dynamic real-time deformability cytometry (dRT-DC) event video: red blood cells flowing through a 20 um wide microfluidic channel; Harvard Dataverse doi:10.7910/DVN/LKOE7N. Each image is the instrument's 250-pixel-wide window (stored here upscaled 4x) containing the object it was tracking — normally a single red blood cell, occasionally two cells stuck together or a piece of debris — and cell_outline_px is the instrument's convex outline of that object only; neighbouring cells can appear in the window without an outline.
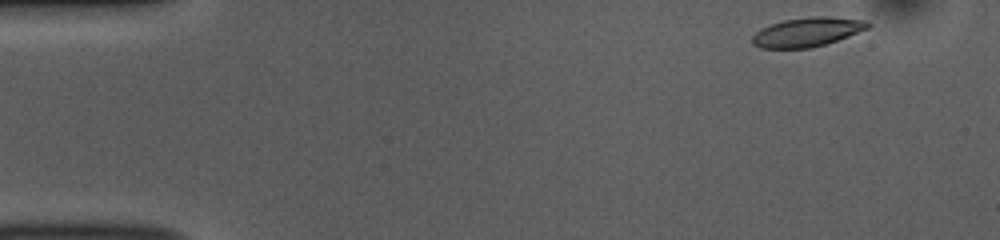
{"species": "common noctule bat (a hibernating species)", "species_latin": "Nyctalus noctula", "temperature_condition": "room temperature", "stored_images_in_passage": 48, "camera_frame_rate_fps": 3000, "um_per_image_px": 0.085, "animal": {"sex": "female", "body_mass_g": 10.0, "forearm_length_mm": 53.1}, "frame": {"image": 1, "passage_image": 1, "time_ms": 0.0, "image_size_px": [1000, 240], "cell_outline_px": [[872, 24], [868, 28], [848, 36], [824, 44], [808, 48], [760, 48], [752, 44], [752, 36], [760, 28], [784, 20], [812, 16], [828, 16], [868, 20]], "centroid_in_image_um": [68.62, 2.71], "position_along_channel_um": 16.4, "area_um2": 19.59}}
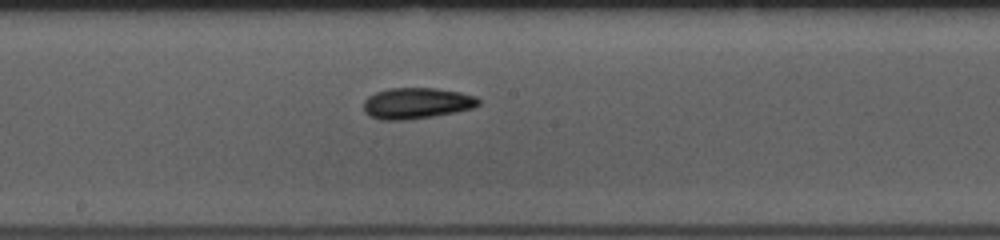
{"frame": {"image": 2, "passage_image": 24, "time_ms": 7.667, "image_size_px": [1000, 240], "cell_outline_px": [[480, 104], [472, 108], [456, 112], [432, 116], [404, 120], [380, 120], [368, 116], [364, 112], [364, 100], [368, 96], [376, 92], [388, 88], [436, 88], [460, 92], [476, 96], [480, 100]], "centroid_in_image_um": [35.39, 8.77], "position_along_channel_um": 212.8, "area_um2": 20.92}}
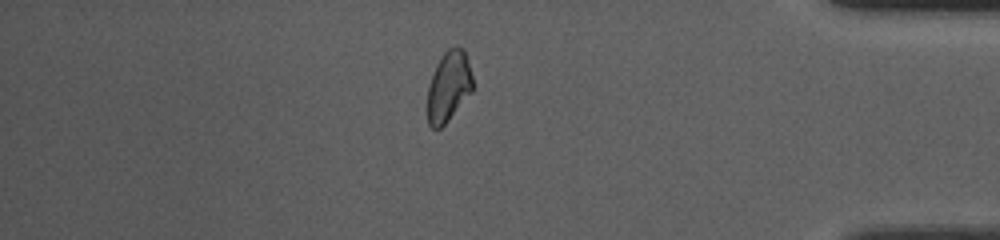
{"frame": {"image": 3, "passage_image": 41, "time_ms": 13.333, "image_size_px": [1000, 240], "cell_outline_px": [[472, 92], [448, 120], [440, 128], [432, 128], [428, 124], [428, 84], [436, 64], [444, 52], [448, 48], [456, 44], [464, 48], [472, 76]], "centroid_in_image_um": [38.13, 7.3], "position_along_channel_um": 397.1, "area_um2": 18.61}, "authors_computed_cell_mechanics": {"area_um2": 19.941, "velocity_mm_per_s": 3.8329, "shape_relaxation_time_tau1_ms": 3.7123, "shape_relaxation_time_tau2_ms": 5.7604, "deformation_change_tau1": 0.126, "deformation_change_tau2": 0.1292}}